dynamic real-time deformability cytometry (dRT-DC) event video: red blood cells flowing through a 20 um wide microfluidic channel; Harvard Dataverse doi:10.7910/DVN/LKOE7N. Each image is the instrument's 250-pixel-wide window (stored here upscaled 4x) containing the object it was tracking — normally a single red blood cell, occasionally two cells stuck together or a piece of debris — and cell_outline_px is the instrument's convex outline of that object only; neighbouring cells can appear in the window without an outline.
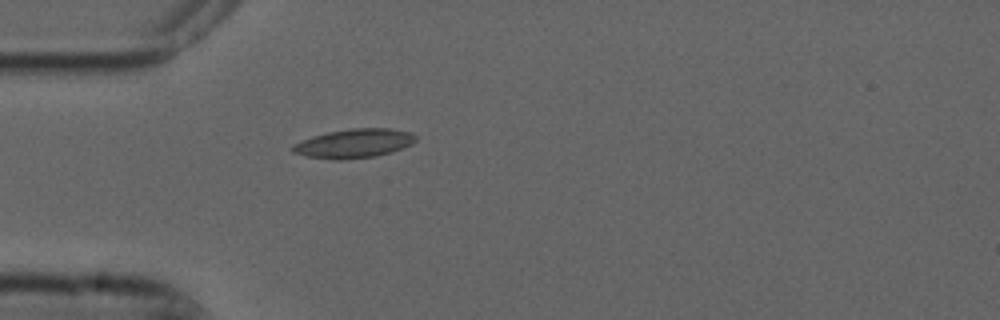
{"species": "common noctule bat (a hibernating species)", "species_latin": "Nyctalus noctula", "temperature_condition": "cold", "stored_images_in_passage": 4, "camera_frame_rate_fps": 3000, "um_per_image_px": 0.085, "animal": {"sex": "male", "forearm_length_mm": 52.5}, "frame": {"image": 1, "passage_image": 4, "time_ms": 1.0, "image_size_px": [1000, 320], "cell_outline_px": [[416, 140], [412, 144], [392, 152], [376, 156], [340, 160], [336, 160], [308, 156], [292, 152], [288, 148], [292, 144], [312, 136], [328, 132], [352, 128], [388, 128], [412, 132], [416, 136]], "centroid_in_image_um": [30.08, 12.19], "position_along_channel_um": 54.9, "area_um2": 20.92}}